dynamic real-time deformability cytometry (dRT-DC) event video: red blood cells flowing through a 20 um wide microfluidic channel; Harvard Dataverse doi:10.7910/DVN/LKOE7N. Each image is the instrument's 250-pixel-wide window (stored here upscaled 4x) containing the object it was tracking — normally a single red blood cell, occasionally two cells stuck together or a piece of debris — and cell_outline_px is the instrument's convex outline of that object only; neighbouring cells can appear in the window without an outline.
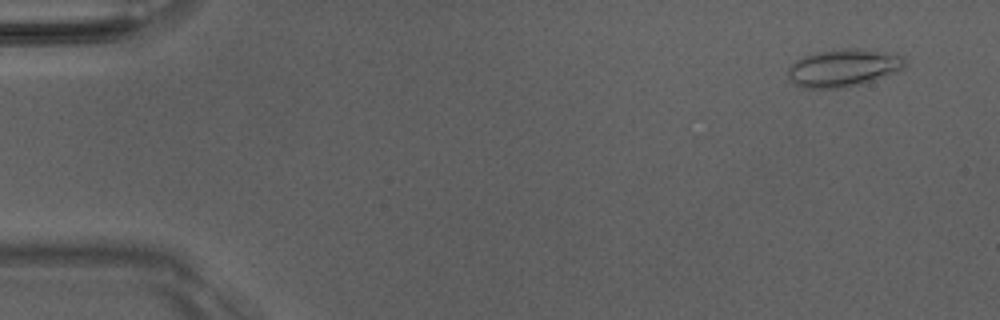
{"species": "Egyptian fruit bat (a non-hibernating species)", "species_latin": "Rousettus aegyptiacus", "temperature_condition": "room temperature", "stored_images_in_passage": 49, "camera_frame_rate_fps": 3000, "um_per_image_px": 0.085, "animal": {"sex": "male"}, "frame": {"image": 1, "passage_image": 2, "time_ms": 0.333, "image_size_px": [1000, 320], "cell_outline_px": [[908, 64], [904, 68], [896, 72], [872, 80], [844, 88], [804, 88], [796, 84], [788, 76], [788, 68], [796, 60], [804, 56], [816, 52], [844, 48], [856, 48], [884, 52], [904, 56]], "centroid_in_image_um": [71.71, 5.76], "position_along_channel_um": 13.3, "area_um2": 25.49}}
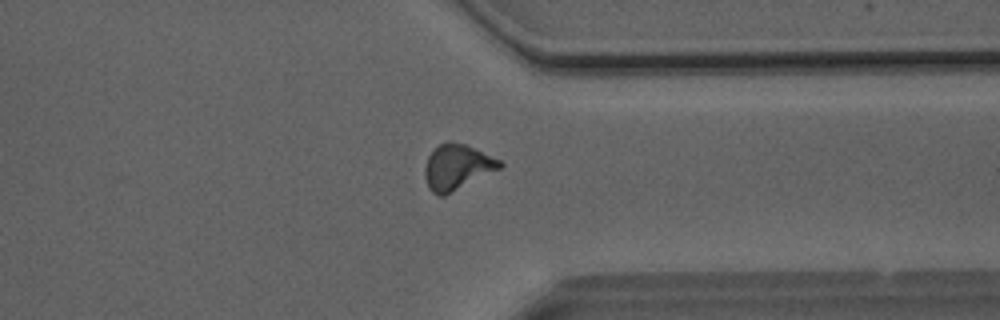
{"frame": {"image": 2, "passage_image": 38, "time_ms": 12.333, "image_size_px": [1000, 320], "cell_outline_px": [[504, 164], [500, 168], [444, 196], [436, 196], [428, 188], [424, 176], [424, 168], [428, 156], [440, 144], [448, 140], [464, 144], [500, 160]], "centroid_in_image_um": [38.81, 14.21], "position_along_channel_um": 372.6, "area_um2": 19.59}}
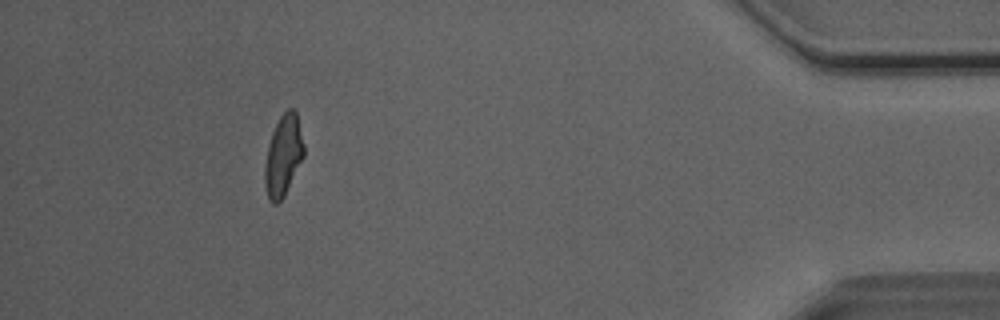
{"frame": {"image": 3, "passage_image": 45, "time_ms": 14.667, "image_size_px": [1000, 320], "cell_outline_px": [[304, 156], [284, 196], [276, 204], [272, 204], [268, 200], [264, 184], [264, 168], [268, 144], [272, 132], [280, 116], [288, 108], [292, 108], [296, 112], [304, 144]], "centroid_in_image_um": [24.06, 13.24], "position_along_channel_um": 411.1, "area_um2": 18.44}, "authors_computed_cell_mechanics": {"area_um2": 18.9006, "velocity_mm_per_s": 4.0747, "shape_relaxation_time_tau1_ms": 5.4576, "shape_relaxation_time_tau2_ms": 1.6358, "deformation_change_tau1": 0.2069, "deformation_change_tau2": 0.0913}}